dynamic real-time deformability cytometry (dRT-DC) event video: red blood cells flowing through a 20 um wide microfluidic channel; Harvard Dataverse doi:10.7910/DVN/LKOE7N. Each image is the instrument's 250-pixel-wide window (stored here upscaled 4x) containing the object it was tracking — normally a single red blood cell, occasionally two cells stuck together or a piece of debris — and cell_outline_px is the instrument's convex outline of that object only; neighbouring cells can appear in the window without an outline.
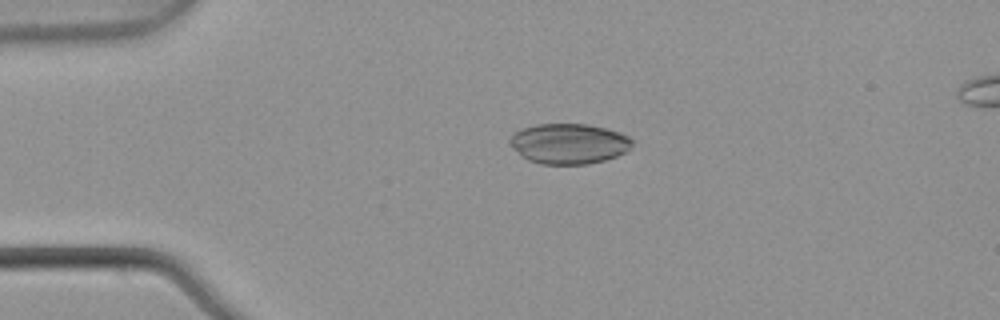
{"species": "common noctule bat (a hibernating species)", "species_latin": "Nyctalus noctula", "temperature_condition": "warm", "stored_images_in_passage": 3, "camera_frame_rate_fps": 3000, "um_per_image_px": 0.085, "animal": {"sex": "male", "body_mass_g": 21.5, "forearm_length_mm": 52.0}, "frame": {"image": 1, "passage_image": 1, "time_ms": 0.0, "image_size_px": [1000, 320], "cell_outline_px": [[632, 144], [624, 152], [616, 156], [604, 160], [588, 164], [540, 164], [528, 160], [520, 156], [512, 148], [508, 140], [512, 132], [520, 128], [536, 124], [588, 124], [608, 128], [620, 132], [628, 136], [632, 140]], "centroid_in_image_um": [48.29, 12.2], "position_along_channel_um": 36.7, "area_um2": 29.07}}